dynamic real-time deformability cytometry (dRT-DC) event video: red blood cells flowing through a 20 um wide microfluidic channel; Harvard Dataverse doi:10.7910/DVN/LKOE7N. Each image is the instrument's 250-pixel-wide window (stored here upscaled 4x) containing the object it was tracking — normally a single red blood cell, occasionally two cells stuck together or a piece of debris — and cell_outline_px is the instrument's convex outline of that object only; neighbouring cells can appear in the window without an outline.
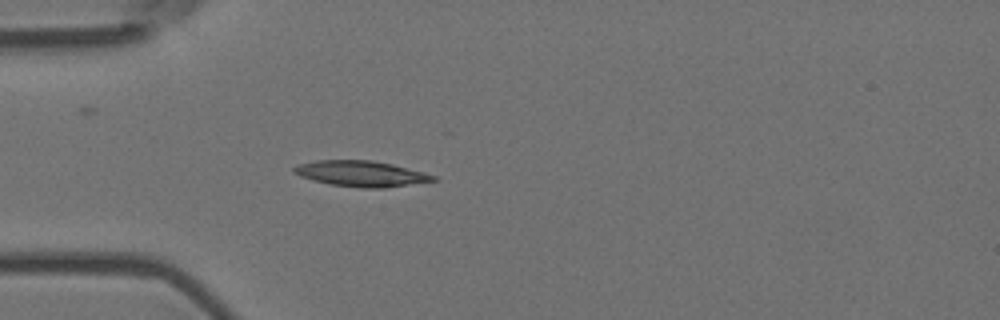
{"species": "Egyptian fruit bat (a non-hibernating species)", "species_latin": "Rousettus aegyptiacus", "temperature_condition": "room temperature", "stored_images_in_passage": 2, "camera_frame_rate_fps": 3000, "um_per_image_px": 0.085, "animal": {"sex": "female"}, "frame": {"image": 1, "passage_image": 2, "time_ms": 0.333, "image_size_px": [1000, 320], "cell_outline_px": [[440, 180], [384, 188], [360, 188], [332, 184], [312, 180], [300, 176], [292, 172], [292, 168], [296, 164], [316, 160], [372, 160], [392, 164], [424, 172], [436, 176]], "centroid_in_image_um": [30.69, 14.76], "position_along_channel_um": 54.3, "area_um2": 21.04}}